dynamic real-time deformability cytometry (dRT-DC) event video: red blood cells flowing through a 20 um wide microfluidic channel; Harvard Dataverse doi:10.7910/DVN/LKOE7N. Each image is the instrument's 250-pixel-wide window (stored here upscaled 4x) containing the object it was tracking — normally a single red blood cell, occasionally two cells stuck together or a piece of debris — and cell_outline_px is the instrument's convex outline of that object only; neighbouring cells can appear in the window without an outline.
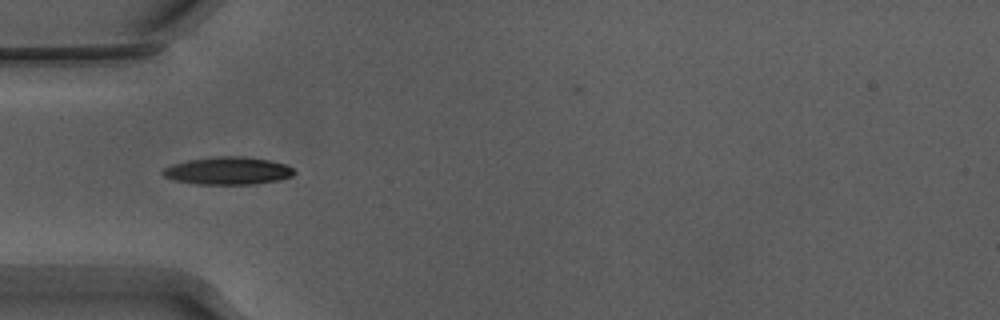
{"species": "Egyptian fruit bat (a non-hibernating species)", "species_latin": "Rousettus aegyptiacus", "temperature_condition": "warm", "stored_images_in_passage": 10, "camera_frame_rate_fps": 3000, "um_per_image_px": 0.085, "animal": {"sex": "male"}, "frame": {"image": 1, "passage_image": 4, "time_ms": 1.0, "image_size_px": [1000, 320], "cell_outline_px": [[296, 172], [292, 176], [280, 180], [256, 184], [196, 184], [172, 180], [164, 176], [160, 172], [164, 168], [172, 164], [188, 160], [220, 156], [248, 156], [288, 164]], "centroid_in_image_um": [19.39, 14.52], "position_along_channel_um": 65.6, "area_um2": 21.39}}
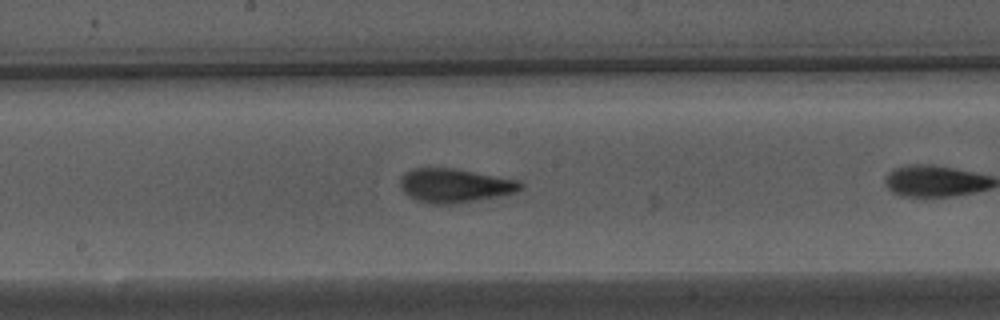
{"frame": {"image": 2, "passage_image": 9, "time_ms": 2.667, "image_size_px": [1000, 320], "cell_outline_px": [[524, 188], [516, 192], [496, 196], [448, 204], [428, 204], [416, 200], [408, 196], [400, 188], [400, 176], [412, 168], [452, 168], [520, 180], [524, 184]], "centroid_in_image_um": [38.63, 15.76], "position_along_channel_um": 209.6, "area_um2": 23.7}}